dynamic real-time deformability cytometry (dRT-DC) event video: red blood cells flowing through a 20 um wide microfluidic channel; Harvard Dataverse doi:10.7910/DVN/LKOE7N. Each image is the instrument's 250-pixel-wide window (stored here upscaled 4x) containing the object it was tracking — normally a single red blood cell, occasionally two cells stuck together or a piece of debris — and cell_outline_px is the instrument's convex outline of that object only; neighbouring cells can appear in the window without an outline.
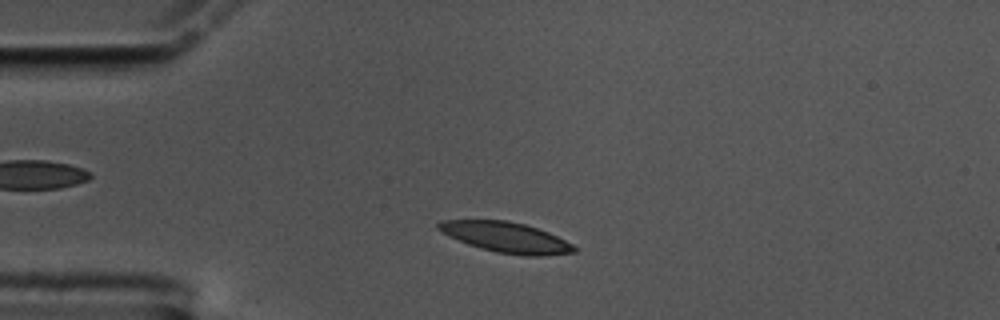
{"species": "common noctule bat (a hibernating species)", "species_latin": "Nyctalus noctula", "temperature_condition": "cold", "stored_images_in_passage": 52, "camera_frame_rate_fps": 3000, "um_per_image_px": 0.085, "animal": {"sex": "male", "body_mass_g": 17.5, "forearm_length_mm": 52.3}, "frame": {"image": 1, "passage_image": 7, "time_ms": 2.0, "image_size_px": [1000, 320], "cell_outline_px": [[576, 252], [540, 256], [524, 256], [496, 252], [480, 248], [468, 244], [448, 236], [436, 228], [436, 224], [440, 220], [508, 220], [524, 224], [548, 232], [572, 244], [576, 248]], "centroid_in_image_um": [42.98, 20.17], "position_along_channel_um": 42.0, "area_um2": 23.99}}
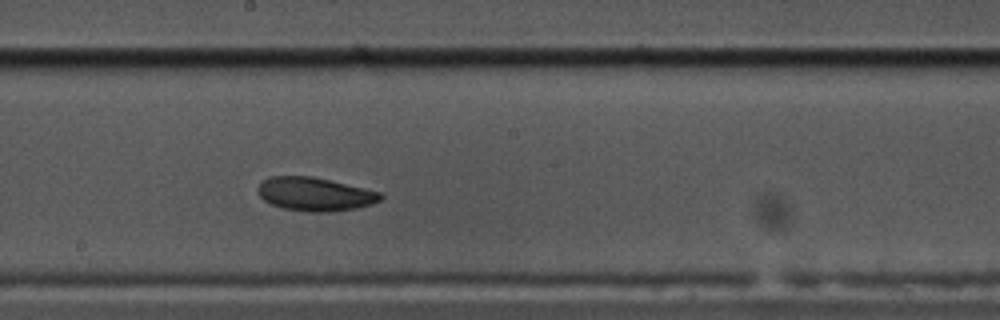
{"frame": {"image": 2, "passage_image": 25, "time_ms": 8.0, "image_size_px": [1000, 320], "cell_outline_px": [[384, 196], [380, 200], [372, 204], [356, 208], [332, 212], [308, 212], [284, 208], [272, 204], [264, 200], [260, 196], [256, 188], [268, 176], [312, 176], [364, 188], [380, 192]], "centroid_in_image_um": [26.76, 16.5], "position_along_channel_um": 221.4, "area_um2": 23.93}}
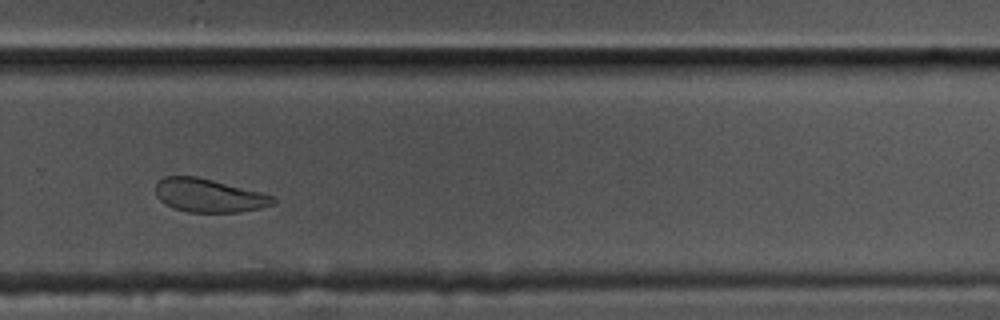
{"frame": {"image": 3, "passage_image": 33, "time_ms": 10.667, "image_size_px": [1000, 320], "cell_outline_px": [[276, 204], [260, 208], [240, 212], [188, 212], [172, 208], [164, 204], [156, 196], [156, 184], [164, 176], [196, 176], [260, 192], [272, 196], [276, 200]], "centroid_in_image_um": [17.73, 16.63], "position_along_channel_um": 312.1, "area_um2": 22.83}, "authors_computed_cell_mechanics": {"area_um2": 23.8714, "velocity_mm_per_s": 3.3947, "shape_relaxation_time_tau1_ms": 2.9303, "shape_relaxation_time_tau2_ms": 8.131, "deformation_change_tau1": 0.0942, "deformation_change_tau2": 0.1259}}